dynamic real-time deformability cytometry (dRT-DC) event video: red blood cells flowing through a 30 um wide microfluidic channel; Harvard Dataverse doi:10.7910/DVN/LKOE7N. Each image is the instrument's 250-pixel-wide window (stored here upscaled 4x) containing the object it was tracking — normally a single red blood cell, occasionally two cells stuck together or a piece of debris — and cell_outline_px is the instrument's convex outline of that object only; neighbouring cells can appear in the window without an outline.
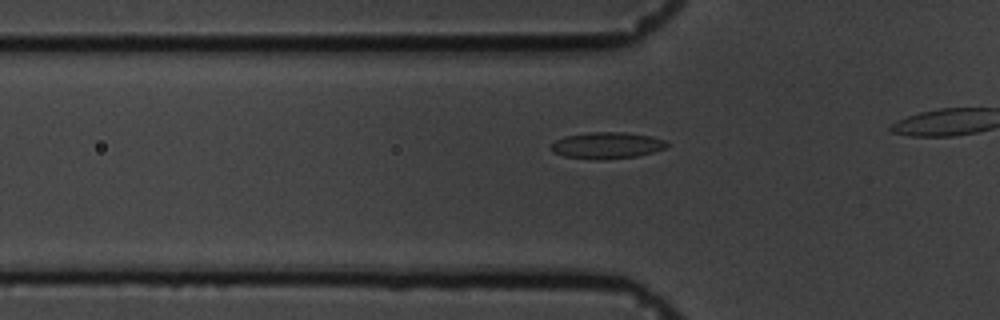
{"species": "common noctule bat (a hibernating species)", "species_latin": "Nyctalus noctula", "temperature_condition": "cold", "stored_images_in_passage": 14, "camera_frame_rate_fps": 3000, "um_per_image_px": 0.085, "animal": {"sex": "male", "body_mass_g": 19.5, "forearm_length_mm": 54.6}, "frame": {"image": 1, "passage_image": 8, "time_ms": 2.333, "image_size_px": [1000, 320], "cell_outline_px": [[668, 144], [664, 148], [652, 152], [636, 156], [600, 160], [596, 160], [564, 156], [552, 152], [552, 144], [556, 140], [564, 136], [588, 132], [624, 132], [652, 136], [664, 140]], "centroid_in_image_um": [51.56, 12.35], "position_along_channel_um": 74.2, "area_um2": 17.8}}
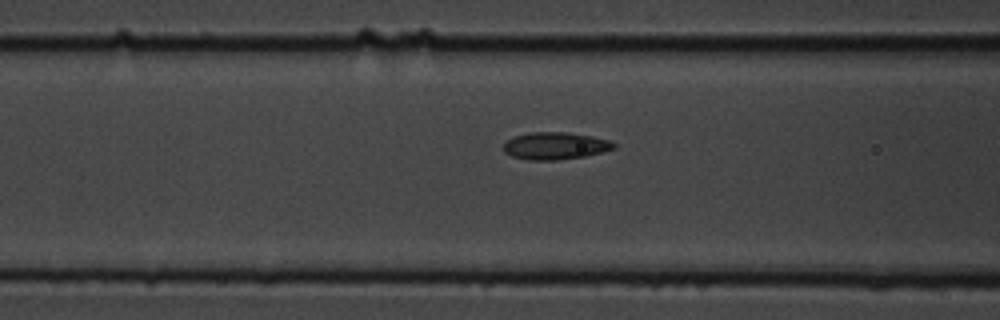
{"frame": {"image": 2, "passage_image": 12, "time_ms": 3.667, "image_size_px": [1000, 320], "cell_outline_px": [[616, 148], [584, 156], [556, 160], [528, 160], [512, 156], [504, 152], [504, 144], [512, 136], [528, 132], [564, 132], [592, 136], [608, 140], [616, 144]], "centroid_in_image_um": [47.16, 12.39], "position_along_channel_um": 119.4, "area_um2": 17.46}}